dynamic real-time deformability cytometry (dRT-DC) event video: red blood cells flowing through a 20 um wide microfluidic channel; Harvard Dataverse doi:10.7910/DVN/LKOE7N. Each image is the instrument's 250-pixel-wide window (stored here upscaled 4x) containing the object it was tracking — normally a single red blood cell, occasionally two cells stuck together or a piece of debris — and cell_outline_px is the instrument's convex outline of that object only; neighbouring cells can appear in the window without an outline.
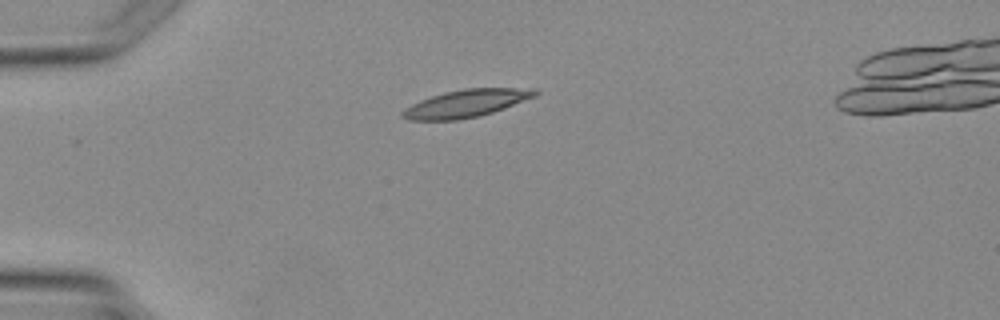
{"species": "Egyptian fruit bat (a non-hibernating species)", "species_latin": "Rousettus aegyptiacus", "temperature_condition": "warm", "stored_images_in_passage": 6, "camera_frame_rate_fps": 3000, "um_per_image_px": 0.085, "animal": {"sex": "female"}, "frame": {"image": 1, "passage_image": 5, "time_ms": 5.0, "image_size_px": [1000, 320], "cell_outline_px": [[540, 92], [536, 96], [504, 108], [492, 112], [476, 116], [456, 120], [408, 120], [400, 116], [400, 112], [404, 108], [420, 100], [444, 92], [464, 88], [536, 88]], "centroid_in_image_um": [39.61, 8.78], "position_along_channel_um": 45.4, "area_um2": 21.27}}